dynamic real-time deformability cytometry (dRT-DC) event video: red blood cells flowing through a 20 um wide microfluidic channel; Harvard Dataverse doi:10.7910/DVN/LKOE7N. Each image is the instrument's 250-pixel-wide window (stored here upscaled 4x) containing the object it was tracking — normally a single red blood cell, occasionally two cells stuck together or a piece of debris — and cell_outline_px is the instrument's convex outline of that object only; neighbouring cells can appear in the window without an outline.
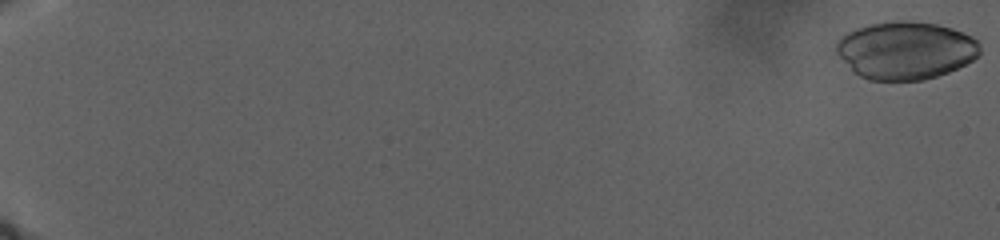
{"species": "human", "species_latin": "Homo sapiens", "temperature_condition": "warm", "stored_images_in_passage": 21, "camera_frame_rate_fps": 3000, "um_per_image_px": 0.085, "donor": {"sex": "male"}, "frame": {"image": 1, "passage_image": 1, "time_ms": 0.0, "image_size_px": [1000, 240], "cell_outline_px": [[980, 52], [972, 60], [948, 72], [924, 80], [868, 80], [852, 72], [836, 52], [836, 44], [840, 36], [856, 28], [868, 24], [892, 20], [908, 20], [936, 24], [952, 28], [964, 32], [972, 36], [980, 44]], "centroid_in_image_um": [76.95, 4.27], "position_along_channel_um": 8.1, "area_um2": 48.61}}
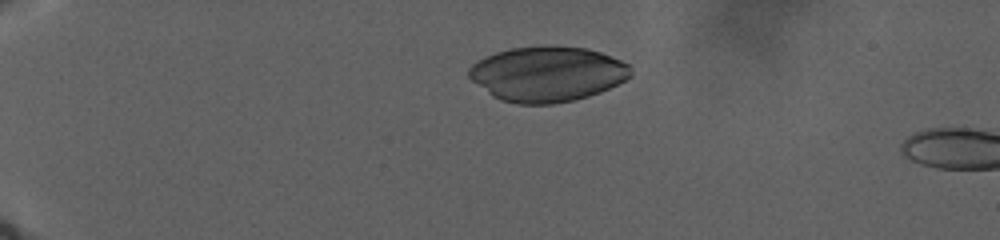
{"frame": {"image": 2, "passage_image": 17, "time_ms": 10.333, "image_size_px": [1000, 240], "cell_outline_px": [[632, 76], [600, 92], [588, 96], [572, 100], [552, 104], [520, 104], [500, 100], [492, 96], [472, 80], [468, 76], [468, 68], [472, 64], [484, 56], [496, 52], [512, 48], [544, 44], [552, 44], [588, 48], [600, 52], [620, 60], [628, 64], [632, 68]], "centroid_in_image_um": [46.51, 6.26], "position_along_channel_um": 38.5, "area_um2": 52.42}}